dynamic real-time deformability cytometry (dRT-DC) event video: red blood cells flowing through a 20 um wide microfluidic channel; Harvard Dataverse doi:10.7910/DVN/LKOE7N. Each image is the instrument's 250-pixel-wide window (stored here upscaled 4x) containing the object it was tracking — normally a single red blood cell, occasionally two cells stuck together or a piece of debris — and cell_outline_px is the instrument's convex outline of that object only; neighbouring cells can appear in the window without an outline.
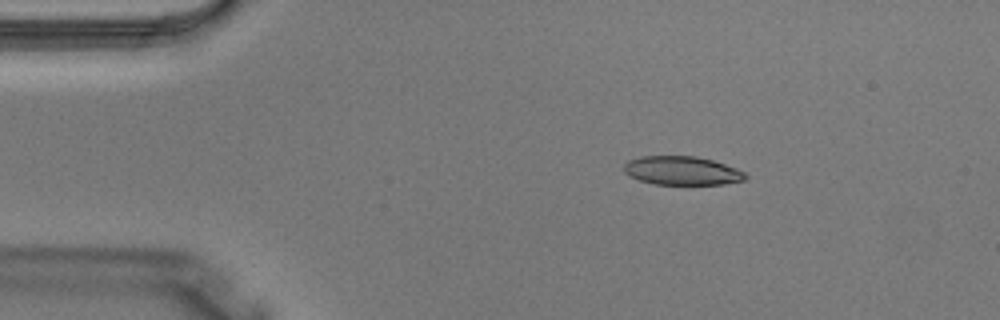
{"species": "Egyptian fruit bat (a non-hibernating species)", "species_latin": "Rousettus aegyptiacus", "temperature_condition": "warm", "stored_images_in_passage": 2, "camera_frame_rate_fps": 3000, "um_per_image_px": 0.085, "animal": {"sex": "male"}, "frame": {"image": 1, "passage_image": 1, "time_ms": 0.0, "image_size_px": [1000, 320], "cell_outline_px": [[748, 176], [744, 180], [724, 184], [652, 184], [628, 176], [624, 172], [624, 164], [628, 160], [640, 156], [696, 156], [712, 160], [736, 168], [744, 172]], "centroid_in_image_um": [57.94, 14.5], "position_along_channel_um": 27.1, "area_um2": 20.35}}